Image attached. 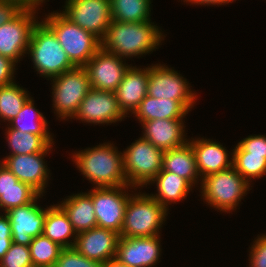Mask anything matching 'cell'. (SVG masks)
<instances>
[{"mask_svg":"<svg viewBox=\"0 0 266 267\" xmlns=\"http://www.w3.org/2000/svg\"><path fill=\"white\" fill-rule=\"evenodd\" d=\"M164 37L158 26L151 21L137 23L111 21L101 40V47L123 59L132 58L153 52Z\"/></svg>","mask_w":266,"mask_h":267,"instance_id":"obj_1","label":"cell"},{"mask_svg":"<svg viewBox=\"0 0 266 267\" xmlns=\"http://www.w3.org/2000/svg\"><path fill=\"white\" fill-rule=\"evenodd\" d=\"M72 157L81 174L94 183L96 188L128 185L122 152L119 153L111 143L75 152Z\"/></svg>","mask_w":266,"mask_h":267,"instance_id":"obj_2","label":"cell"},{"mask_svg":"<svg viewBox=\"0 0 266 267\" xmlns=\"http://www.w3.org/2000/svg\"><path fill=\"white\" fill-rule=\"evenodd\" d=\"M42 20L56 35L60 45L75 67H84L101 48V40L74 24L61 12H53Z\"/></svg>","mask_w":266,"mask_h":267,"instance_id":"obj_3","label":"cell"},{"mask_svg":"<svg viewBox=\"0 0 266 267\" xmlns=\"http://www.w3.org/2000/svg\"><path fill=\"white\" fill-rule=\"evenodd\" d=\"M27 51L36 71L50 80L75 67L54 32L43 21L33 27Z\"/></svg>","mask_w":266,"mask_h":267,"instance_id":"obj_4","label":"cell"},{"mask_svg":"<svg viewBox=\"0 0 266 267\" xmlns=\"http://www.w3.org/2000/svg\"><path fill=\"white\" fill-rule=\"evenodd\" d=\"M167 210L149 194H132L126 204L120 237L159 235Z\"/></svg>","mask_w":266,"mask_h":267,"instance_id":"obj_5","label":"cell"},{"mask_svg":"<svg viewBox=\"0 0 266 267\" xmlns=\"http://www.w3.org/2000/svg\"><path fill=\"white\" fill-rule=\"evenodd\" d=\"M203 199L215 209L223 212L235 210L243 196L249 191V183L232 166L201 179Z\"/></svg>","mask_w":266,"mask_h":267,"instance_id":"obj_6","label":"cell"},{"mask_svg":"<svg viewBox=\"0 0 266 267\" xmlns=\"http://www.w3.org/2000/svg\"><path fill=\"white\" fill-rule=\"evenodd\" d=\"M164 151L155 147L145 138L135 140L122 153L123 169L128 185L138 188L149 185L162 170Z\"/></svg>","mask_w":266,"mask_h":267,"instance_id":"obj_7","label":"cell"},{"mask_svg":"<svg viewBox=\"0 0 266 267\" xmlns=\"http://www.w3.org/2000/svg\"><path fill=\"white\" fill-rule=\"evenodd\" d=\"M53 107L63 120L73 119L80 103L92 89L84 67H74L52 78Z\"/></svg>","mask_w":266,"mask_h":267,"instance_id":"obj_8","label":"cell"},{"mask_svg":"<svg viewBox=\"0 0 266 267\" xmlns=\"http://www.w3.org/2000/svg\"><path fill=\"white\" fill-rule=\"evenodd\" d=\"M39 5V2L26 5L13 19L0 25V55L10 58L16 64L25 56L31 32L38 22L35 14Z\"/></svg>","mask_w":266,"mask_h":267,"instance_id":"obj_9","label":"cell"},{"mask_svg":"<svg viewBox=\"0 0 266 267\" xmlns=\"http://www.w3.org/2000/svg\"><path fill=\"white\" fill-rule=\"evenodd\" d=\"M177 71L161 64L149 66L147 95L177 100L188 112L194 106L197 94Z\"/></svg>","mask_w":266,"mask_h":267,"instance_id":"obj_10","label":"cell"},{"mask_svg":"<svg viewBox=\"0 0 266 267\" xmlns=\"http://www.w3.org/2000/svg\"><path fill=\"white\" fill-rule=\"evenodd\" d=\"M130 185L118 187L96 188L88 192L92 197L97 219V227L112 230L120 235L126 204L131 194H128ZM125 190V191H124Z\"/></svg>","mask_w":266,"mask_h":267,"instance_id":"obj_11","label":"cell"},{"mask_svg":"<svg viewBox=\"0 0 266 267\" xmlns=\"http://www.w3.org/2000/svg\"><path fill=\"white\" fill-rule=\"evenodd\" d=\"M62 14L102 40L112 21L109 0H66Z\"/></svg>","mask_w":266,"mask_h":267,"instance_id":"obj_12","label":"cell"},{"mask_svg":"<svg viewBox=\"0 0 266 267\" xmlns=\"http://www.w3.org/2000/svg\"><path fill=\"white\" fill-rule=\"evenodd\" d=\"M123 62L121 57L101 47L84 66L91 88L115 92L130 67Z\"/></svg>","mask_w":266,"mask_h":267,"instance_id":"obj_13","label":"cell"},{"mask_svg":"<svg viewBox=\"0 0 266 267\" xmlns=\"http://www.w3.org/2000/svg\"><path fill=\"white\" fill-rule=\"evenodd\" d=\"M116 99L115 92L91 89L84 97L73 118L84 123L109 124L125 119Z\"/></svg>","mask_w":266,"mask_h":267,"instance_id":"obj_14","label":"cell"},{"mask_svg":"<svg viewBox=\"0 0 266 267\" xmlns=\"http://www.w3.org/2000/svg\"><path fill=\"white\" fill-rule=\"evenodd\" d=\"M41 196L39 194L31 203L5 212L11 223L13 243L29 246L33 238L43 234L46 208L36 203Z\"/></svg>","mask_w":266,"mask_h":267,"instance_id":"obj_15","label":"cell"},{"mask_svg":"<svg viewBox=\"0 0 266 267\" xmlns=\"http://www.w3.org/2000/svg\"><path fill=\"white\" fill-rule=\"evenodd\" d=\"M159 235L152 237H119L116 259L131 267H152L160 260Z\"/></svg>","mask_w":266,"mask_h":267,"instance_id":"obj_16","label":"cell"},{"mask_svg":"<svg viewBox=\"0 0 266 267\" xmlns=\"http://www.w3.org/2000/svg\"><path fill=\"white\" fill-rule=\"evenodd\" d=\"M48 152L32 154L9 155L0 161L22 183L30 185L40 195H43L48 183L49 170L43 160Z\"/></svg>","mask_w":266,"mask_h":267,"instance_id":"obj_17","label":"cell"},{"mask_svg":"<svg viewBox=\"0 0 266 267\" xmlns=\"http://www.w3.org/2000/svg\"><path fill=\"white\" fill-rule=\"evenodd\" d=\"M119 234L100 227L77 234L73 248L88 259L105 263L116 257Z\"/></svg>","mask_w":266,"mask_h":267,"instance_id":"obj_18","label":"cell"},{"mask_svg":"<svg viewBox=\"0 0 266 267\" xmlns=\"http://www.w3.org/2000/svg\"><path fill=\"white\" fill-rule=\"evenodd\" d=\"M182 119H155L144 121L143 138L152 143L155 147L167 151L179 148L188 142L185 135V126Z\"/></svg>","mask_w":266,"mask_h":267,"instance_id":"obj_19","label":"cell"},{"mask_svg":"<svg viewBox=\"0 0 266 267\" xmlns=\"http://www.w3.org/2000/svg\"><path fill=\"white\" fill-rule=\"evenodd\" d=\"M149 67L136 68L130 66L117 87L115 94L119 108L126 116L132 114L140 102L147 96Z\"/></svg>","mask_w":266,"mask_h":267,"instance_id":"obj_20","label":"cell"},{"mask_svg":"<svg viewBox=\"0 0 266 267\" xmlns=\"http://www.w3.org/2000/svg\"><path fill=\"white\" fill-rule=\"evenodd\" d=\"M195 152L197 169L202 178L229 169L233 160H229L228 151L219 143L210 139L188 140Z\"/></svg>","mask_w":266,"mask_h":267,"instance_id":"obj_21","label":"cell"},{"mask_svg":"<svg viewBox=\"0 0 266 267\" xmlns=\"http://www.w3.org/2000/svg\"><path fill=\"white\" fill-rule=\"evenodd\" d=\"M38 195L35 189L19 181L4 164L0 163V208L4 212L31 203Z\"/></svg>","mask_w":266,"mask_h":267,"instance_id":"obj_22","label":"cell"},{"mask_svg":"<svg viewBox=\"0 0 266 267\" xmlns=\"http://www.w3.org/2000/svg\"><path fill=\"white\" fill-rule=\"evenodd\" d=\"M58 205L68 215L77 234L97 227L95 208L92 197L88 193L73 194Z\"/></svg>","mask_w":266,"mask_h":267,"instance_id":"obj_23","label":"cell"},{"mask_svg":"<svg viewBox=\"0 0 266 267\" xmlns=\"http://www.w3.org/2000/svg\"><path fill=\"white\" fill-rule=\"evenodd\" d=\"M162 170L174 173L186 179L192 186L198 182L200 174L197 169L195 152L192 145H185L164 151Z\"/></svg>","mask_w":266,"mask_h":267,"instance_id":"obj_24","label":"cell"},{"mask_svg":"<svg viewBox=\"0 0 266 267\" xmlns=\"http://www.w3.org/2000/svg\"><path fill=\"white\" fill-rule=\"evenodd\" d=\"M156 183L157 193L150 194L167 211L169 203H176L187 197L193 187L186 179L174 173L161 170L151 181Z\"/></svg>","mask_w":266,"mask_h":267,"instance_id":"obj_25","label":"cell"},{"mask_svg":"<svg viewBox=\"0 0 266 267\" xmlns=\"http://www.w3.org/2000/svg\"><path fill=\"white\" fill-rule=\"evenodd\" d=\"M133 114L143 123L155 119H183L188 111L177 100L147 95Z\"/></svg>","mask_w":266,"mask_h":267,"instance_id":"obj_26","label":"cell"},{"mask_svg":"<svg viewBox=\"0 0 266 267\" xmlns=\"http://www.w3.org/2000/svg\"><path fill=\"white\" fill-rule=\"evenodd\" d=\"M43 234L63 248L73 247L77 236L68 215L58 204L46 208ZM72 236L74 239L70 241Z\"/></svg>","mask_w":266,"mask_h":267,"instance_id":"obj_27","label":"cell"},{"mask_svg":"<svg viewBox=\"0 0 266 267\" xmlns=\"http://www.w3.org/2000/svg\"><path fill=\"white\" fill-rule=\"evenodd\" d=\"M7 128L8 147L12 150V153H9L10 155L49 152L53 146L54 139L51 136H40L29 132L23 133L11 127Z\"/></svg>","mask_w":266,"mask_h":267,"instance_id":"obj_28","label":"cell"},{"mask_svg":"<svg viewBox=\"0 0 266 267\" xmlns=\"http://www.w3.org/2000/svg\"><path fill=\"white\" fill-rule=\"evenodd\" d=\"M151 0H110L112 21L137 23L151 21Z\"/></svg>","mask_w":266,"mask_h":267,"instance_id":"obj_29","label":"cell"},{"mask_svg":"<svg viewBox=\"0 0 266 267\" xmlns=\"http://www.w3.org/2000/svg\"><path fill=\"white\" fill-rule=\"evenodd\" d=\"M29 118L31 122L28 120ZM9 125V127L23 133L29 132L40 136H52L47 127V120L41 112L35 109L32 97L25 102L17 116L9 121Z\"/></svg>","mask_w":266,"mask_h":267,"instance_id":"obj_30","label":"cell"},{"mask_svg":"<svg viewBox=\"0 0 266 267\" xmlns=\"http://www.w3.org/2000/svg\"><path fill=\"white\" fill-rule=\"evenodd\" d=\"M233 167L250 184L253 178H261L266 174V158L250 155L239 144L231 152Z\"/></svg>","mask_w":266,"mask_h":267,"instance_id":"obj_31","label":"cell"},{"mask_svg":"<svg viewBox=\"0 0 266 267\" xmlns=\"http://www.w3.org/2000/svg\"><path fill=\"white\" fill-rule=\"evenodd\" d=\"M20 85L15 82L0 86V118L10 121L21 111L30 96Z\"/></svg>","mask_w":266,"mask_h":267,"instance_id":"obj_32","label":"cell"},{"mask_svg":"<svg viewBox=\"0 0 266 267\" xmlns=\"http://www.w3.org/2000/svg\"><path fill=\"white\" fill-rule=\"evenodd\" d=\"M29 248L33 267H53L63 249L44 234L33 238Z\"/></svg>","mask_w":266,"mask_h":267,"instance_id":"obj_33","label":"cell"},{"mask_svg":"<svg viewBox=\"0 0 266 267\" xmlns=\"http://www.w3.org/2000/svg\"><path fill=\"white\" fill-rule=\"evenodd\" d=\"M0 267H33L29 246L12 243L0 260Z\"/></svg>","mask_w":266,"mask_h":267,"instance_id":"obj_34","label":"cell"},{"mask_svg":"<svg viewBox=\"0 0 266 267\" xmlns=\"http://www.w3.org/2000/svg\"><path fill=\"white\" fill-rule=\"evenodd\" d=\"M53 267H102V263L86 258L71 247L62 249Z\"/></svg>","mask_w":266,"mask_h":267,"instance_id":"obj_35","label":"cell"},{"mask_svg":"<svg viewBox=\"0 0 266 267\" xmlns=\"http://www.w3.org/2000/svg\"><path fill=\"white\" fill-rule=\"evenodd\" d=\"M250 251L249 267H266V234L253 241Z\"/></svg>","mask_w":266,"mask_h":267,"instance_id":"obj_36","label":"cell"},{"mask_svg":"<svg viewBox=\"0 0 266 267\" xmlns=\"http://www.w3.org/2000/svg\"><path fill=\"white\" fill-rule=\"evenodd\" d=\"M250 155L264 156L266 158V136L250 135L238 143Z\"/></svg>","mask_w":266,"mask_h":267,"instance_id":"obj_37","label":"cell"},{"mask_svg":"<svg viewBox=\"0 0 266 267\" xmlns=\"http://www.w3.org/2000/svg\"><path fill=\"white\" fill-rule=\"evenodd\" d=\"M25 6L20 0H0V25L13 19Z\"/></svg>","mask_w":266,"mask_h":267,"instance_id":"obj_38","label":"cell"},{"mask_svg":"<svg viewBox=\"0 0 266 267\" xmlns=\"http://www.w3.org/2000/svg\"><path fill=\"white\" fill-rule=\"evenodd\" d=\"M15 65L10 58L0 55V86L14 83Z\"/></svg>","mask_w":266,"mask_h":267,"instance_id":"obj_39","label":"cell"},{"mask_svg":"<svg viewBox=\"0 0 266 267\" xmlns=\"http://www.w3.org/2000/svg\"><path fill=\"white\" fill-rule=\"evenodd\" d=\"M0 237L12 238L11 223L8 215H0Z\"/></svg>","mask_w":266,"mask_h":267,"instance_id":"obj_40","label":"cell"},{"mask_svg":"<svg viewBox=\"0 0 266 267\" xmlns=\"http://www.w3.org/2000/svg\"><path fill=\"white\" fill-rule=\"evenodd\" d=\"M234 0H184V2H190L191 4H199V5H223L232 3Z\"/></svg>","mask_w":266,"mask_h":267,"instance_id":"obj_41","label":"cell"},{"mask_svg":"<svg viewBox=\"0 0 266 267\" xmlns=\"http://www.w3.org/2000/svg\"><path fill=\"white\" fill-rule=\"evenodd\" d=\"M13 243L12 238L0 237V260L4 257Z\"/></svg>","mask_w":266,"mask_h":267,"instance_id":"obj_42","label":"cell"},{"mask_svg":"<svg viewBox=\"0 0 266 267\" xmlns=\"http://www.w3.org/2000/svg\"><path fill=\"white\" fill-rule=\"evenodd\" d=\"M102 267H131L119 262L116 258L110 259L102 264Z\"/></svg>","mask_w":266,"mask_h":267,"instance_id":"obj_43","label":"cell"},{"mask_svg":"<svg viewBox=\"0 0 266 267\" xmlns=\"http://www.w3.org/2000/svg\"><path fill=\"white\" fill-rule=\"evenodd\" d=\"M20 1H22L25 5H31L36 3L35 0H20Z\"/></svg>","mask_w":266,"mask_h":267,"instance_id":"obj_44","label":"cell"},{"mask_svg":"<svg viewBox=\"0 0 266 267\" xmlns=\"http://www.w3.org/2000/svg\"><path fill=\"white\" fill-rule=\"evenodd\" d=\"M36 2L43 3L45 0H35Z\"/></svg>","mask_w":266,"mask_h":267,"instance_id":"obj_45","label":"cell"}]
</instances>
